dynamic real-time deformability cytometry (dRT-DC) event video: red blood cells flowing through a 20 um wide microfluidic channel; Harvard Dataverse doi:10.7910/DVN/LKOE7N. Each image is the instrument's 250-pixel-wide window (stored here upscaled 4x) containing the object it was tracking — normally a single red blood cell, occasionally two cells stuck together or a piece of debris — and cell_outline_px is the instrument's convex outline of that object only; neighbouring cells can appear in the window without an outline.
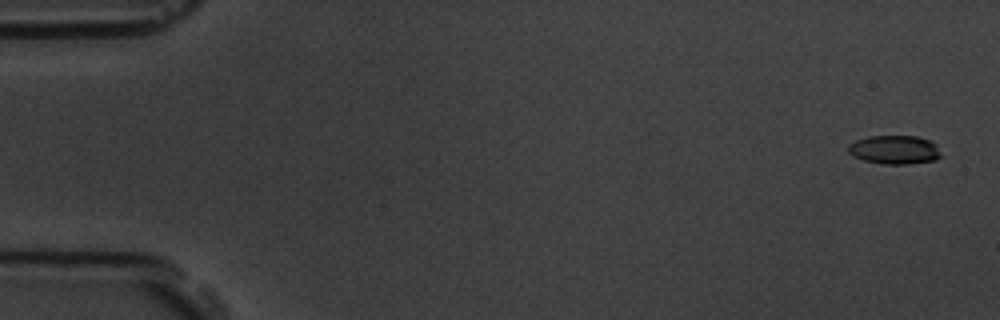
{"species": "common noctule bat (a hibernating species)", "species_latin": "Nyctalus noctula", "temperature_condition": "room temperature", "stored_images_in_passage": 11, "camera_frame_rate_fps": 3000, "um_per_image_px": 0.085, "animal": {"sex": "male", "body_mass_g": 19.5, "forearm_length_mm": 54.6}, "frame": {"image": 1, "passage_image": 1, "time_ms": 0.0, "image_size_px": [1000, 320], "cell_outline_px": [[940, 156], [936, 160], [908, 164], [884, 164], [864, 160], [852, 156], [848, 152], [848, 144], [856, 140], [868, 136], [916, 136], [932, 140], [936, 144]], "centroid_in_image_um": [76.02, 12.72], "position_along_channel_um": 9.0, "area_um2": 15.61}}
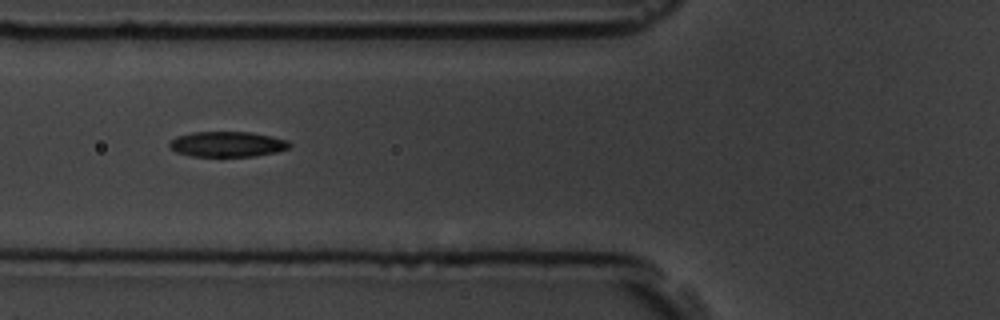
{"frame": {"image": 2, "passage_image": 6, "time_ms": 6.333, "image_size_px": [1000, 320], "cell_outline_px": [[292, 144], [288, 148], [276, 152], [252, 156], [192, 156], [176, 152], [168, 144], [176, 136], [192, 132], [252, 132], [272, 136], [288, 140]], "centroid_in_image_um": [19.34, 12.24], "position_along_channel_um": 106.5, "area_um2": 17.69}}
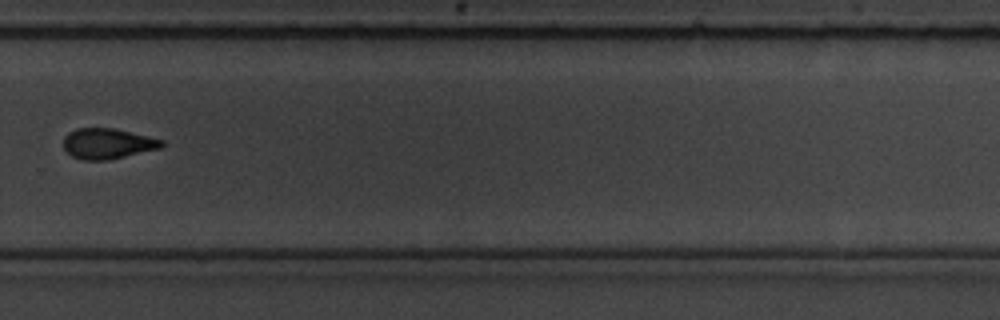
{"frame": {"image": 3, "passage_image": 11, "time_ms": 12.0, "image_size_px": [1000, 320], "cell_outline_px": [[164, 144], [160, 148], [108, 160], [80, 160], [72, 156], [64, 148], [64, 136], [68, 132], [76, 128], [116, 128], [164, 140]], "centroid_in_image_um": [9.13, 12.2], "position_along_channel_um": 320.7, "area_um2": 17.51}}